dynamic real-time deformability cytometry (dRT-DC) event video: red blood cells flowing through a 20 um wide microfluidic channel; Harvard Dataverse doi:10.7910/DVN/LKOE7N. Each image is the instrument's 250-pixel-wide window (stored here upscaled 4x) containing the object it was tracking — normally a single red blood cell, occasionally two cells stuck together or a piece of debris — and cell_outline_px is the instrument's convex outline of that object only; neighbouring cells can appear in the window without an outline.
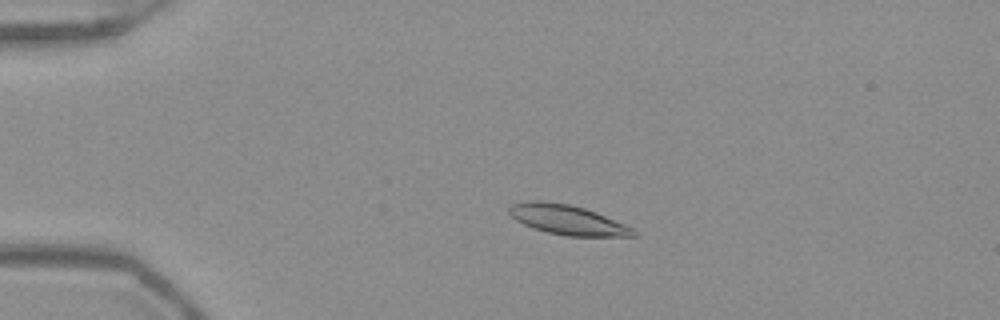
{"species": "Egyptian fruit bat (a non-hibernating species)", "species_latin": "Rousettus aegyptiacus", "temperature_condition": "warm", "stored_images_in_passage": 54, "camera_frame_rate_fps": 3000, "um_per_image_px": 0.085, "frame": {"image": 1, "passage_image": 13, "time_ms": 4.0, "image_size_px": [1000, 320], "cell_outline_px": [[640, 236], [568, 236], [548, 232], [532, 228], [516, 220], [508, 212], [508, 208], [512, 204], [528, 200], [540, 200], [568, 204], [584, 208], [596, 212], [624, 224], [640, 232]], "centroid_in_image_um": [48.24, 18.68], "position_along_channel_um": 36.8, "area_um2": 21.56}}
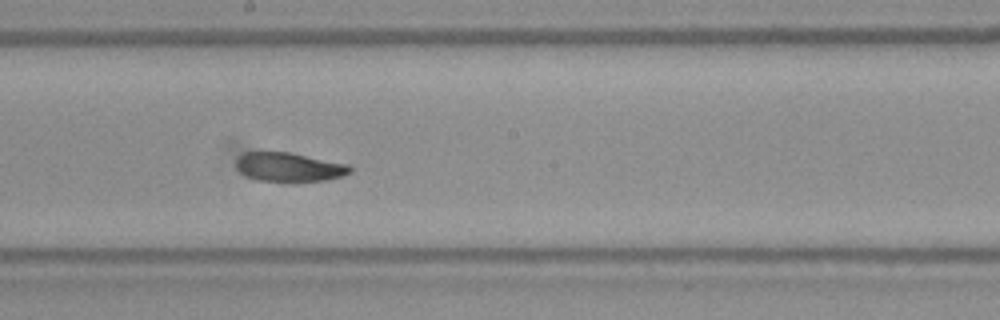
{"frame": {"image": 2, "passage_image": 31, "time_ms": 10.0, "image_size_px": [1000, 320], "cell_outline_px": [[352, 172], [328, 180], [260, 180], [248, 176], [240, 172], [236, 168], [236, 160], [244, 152], [292, 152], [352, 164]], "centroid_in_image_um": [24.64, 14.16], "position_along_channel_um": 223.6, "area_um2": 19.13}}
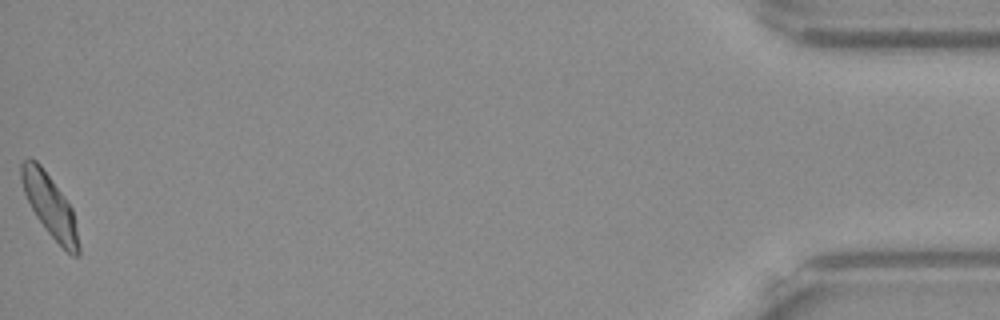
{"frame": {"image": 3, "passage_image": 54, "time_ms": 17.667, "image_size_px": [1000, 320], "cell_outline_px": [[80, 256], [72, 256], [48, 232], [36, 216], [24, 192], [20, 180], [20, 164], [24, 160], [36, 160], [40, 164], [72, 208], [80, 248]], "centroid_in_image_um": [4.23, 17.49], "position_along_channel_um": 431.0, "area_um2": 20.17}, "authors_computed_cell_mechanics": {"area_um2": 20.519, "velocity_mm_per_s": 3.8978, "shape_relaxation_time_tau1_ms": null, "shape_relaxation_time_tau2_ms": 4.2575, "deformation_change_tau1": null, "deformation_change_tau2": 0.0875}}